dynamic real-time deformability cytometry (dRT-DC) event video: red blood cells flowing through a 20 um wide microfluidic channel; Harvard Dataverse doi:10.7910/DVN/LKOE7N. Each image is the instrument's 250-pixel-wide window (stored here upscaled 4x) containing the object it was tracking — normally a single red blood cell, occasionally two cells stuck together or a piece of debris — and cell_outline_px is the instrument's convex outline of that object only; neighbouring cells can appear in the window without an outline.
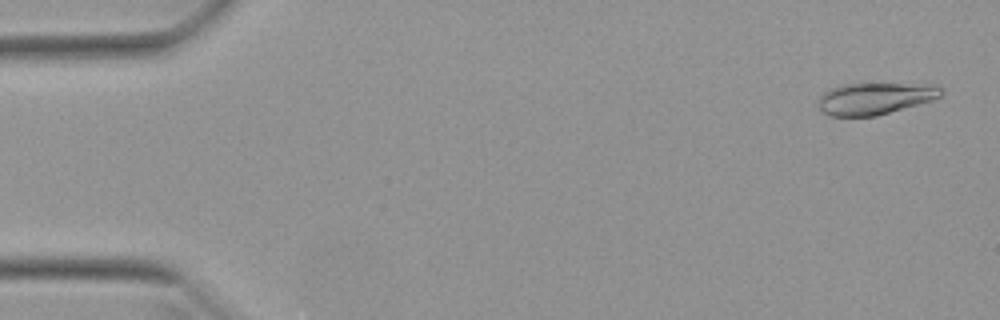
{"species": "Egyptian fruit bat (a non-hibernating species)", "species_latin": "Rousettus aegyptiacus", "temperature_condition": "warm", "stored_images_in_passage": 51, "camera_frame_rate_fps": 3000, "um_per_image_px": 0.085, "animal": {"sex": "female"}, "frame": {"image": 1, "passage_image": 2, "time_ms": 0.333, "image_size_px": [1000, 320], "cell_outline_px": [[944, 92], [940, 96], [932, 100], [876, 116], [832, 116], [824, 112], [820, 108], [820, 96], [828, 88], [840, 84], [860, 80], [936, 84], [944, 88]], "centroid_in_image_um": [74.42, 8.28], "position_along_channel_um": 10.6, "area_um2": 24.1}}
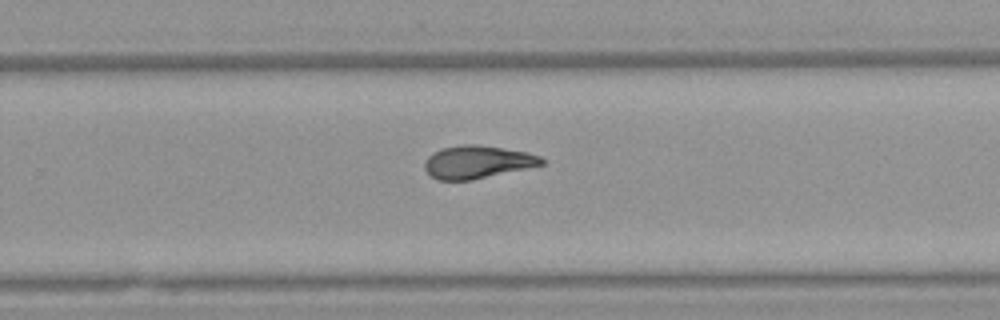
{"frame": {"image": 2, "passage_image": 33, "time_ms": 10.667, "image_size_px": [1000, 320], "cell_outline_px": [[544, 164], [472, 180], [436, 180], [424, 168], [424, 164], [428, 156], [432, 152], [440, 148], [460, 144], [476, 144], [504, 148], [528, 152], [540, 156], [544, 160]], "centroid_in_image_um": [40.55, 13.76], "position_along_channel_um": 289.3, "area_um2": 22.43}}
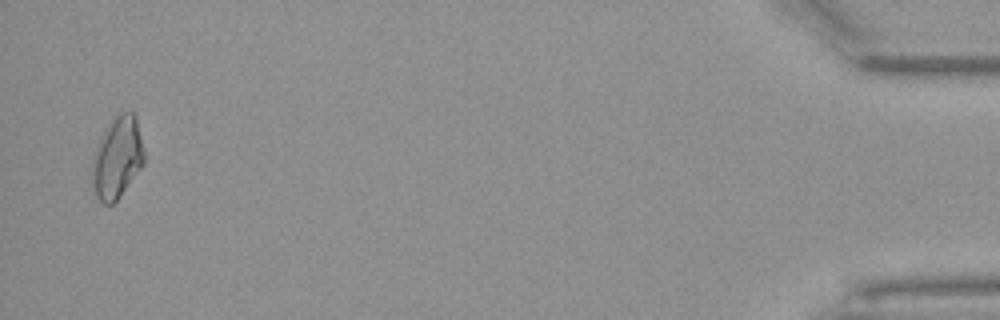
{"frame": {"image": 3, "passage_image": 50, "time_ms": 16.333, "image_size_px": [1000, 320], "cell_outline_px": [[144, 164], [120, 196], [112, 204], [104, 204], [96, 196], [92, 184], [92, 156], [108, 124], [120, 112], [132, 112], [136, 116], [144, 152]], "centroid_in_image_um": [9.96, 13.41], "position_along_channel_um": 425.2, "area_um2": 24.45}, "authors_computed_cell_mechanics": {"area_um2": 22.7154, "velocity_mm_per_s": 3.9657, "shape_relaxation_time_tau1_ms": 8.8313, "shape_relaxation_time_tau2_ms": 2.8822, "deformation_change_tau1": 0.257, "deformation_change_tau2": 0.0814}}